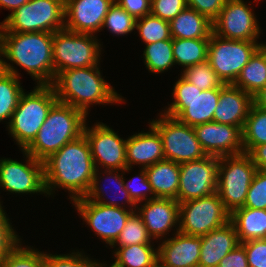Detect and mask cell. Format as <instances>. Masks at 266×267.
Wrapping results in <instances>:
<instances>
[{
    "label": "cell",
    "instance_id": "cell-1",
    "mask_svg": "<svg viewBox=\"0 0 266 267\" xmlns=\"http://www.w3.org/2000/svg\"><path fill=\"white\" fill-rule=\"evenodd\" d=\"M43 163L47 195H52L56 187L68 190L71 193V201L87 195L95 166L90 145L84 134L64 145Z\"/></svg>",
    "mask_w": 266,
    "mask_h": 267
},
{
    "label": "cell",
    "instance_id": "cell-2",
    "mask_svg": "<svg viewBox=\"0 0 266 267\" xmlns=\"http://www.w3.org/2000/svg\"><path fill=\"white\" fill-rule=\"evenodd\" d=\"M52 44L53 33L49 32H0V58L22 67L37 80V85H51Z\"/></svg>",
    "mask_w": 266,
    "mask_h": 267
},
{
    "label": "cell",
    "instance_id": "cell-3",
    "mask_svg": "<svg viewBox=\"0 0 266 267\" xmlns=\"http://www.w3.org/2000/svg\"><path fill=\"white\" fill-rule=\"evenodd\" d=\"M99 65L59 72L51 84L59 102L68 104L86 116L93 104H116L125 101L101 75Z\"/></svg>",
    "mask_w": 266,
    "mask_h": 267
},
{
    "label": "cell",
    "instance_id": "cell-4",
    "mask_svg": "<svg viewBox=\"0 0 266 267\" xmlns=\"http://www.w3.org/2000/svg\"><path fill=\"white\" fill-rule=\"evenodd\" d=\"M86 118L82 111L57 101L34 140L23 151L44 162L64 145L83 135Z\"/></svg>",
    "mask_w": 266,
    "mask_h": 267
},
{
    "label": "cell",
    "instance_id": "cell-5",
    "mask_svg": "<svg viewBox=\"0 0 266 267\" xmlns=\"http://www.w3.org/2000/svg\"><path fill=\"white\" fill-rule=\"evenodd\" d=\"M28 94L23 92L13 112L8 130L21 151L36 137L52 106L58 101L52 85H37Z\"/></svg>",
    "mask_w": 266,
    "mask_h": 267
},
{
    "label": "cell",
    "instance_id": "cell-6",
    "mask_svg": "<svg viewBox=\"0 0 266 267\" xmlns=\"http://www.w3.org/2000/svg\"><path fill=\"white\" fill-rule=\"evenodd\" d=\"M173 87L174 102L165 108L164 114L177 118L191 127L213 122V115L222 88L202 91L182 76Z\"/></svg>",
    "mask_w": 266,
    "mask_h": 267
},
{
    "label": "cell",
    "instance_id": "cell-7",
    "mask_svg": "<svg viewBox=\"0 0 266 267\" xmlns=\"http://www.w3.org/2000/svg\"><path fill=\"white\" fill-rule=\"evenodd\" d=\"M64 25L65 0H29L0 23V32L54 33Z\"/></svg>",
    "mask_w": 266,
    "mask_h": 267
},
{
    "label": "cell",
    "instance_id": "cell-8",
    "mask_svg": "<svg viewBox=\"0 0 266 267\" xmlns=\"http://www.w3.org/2000/svg\"><path fill=\"white\" fill-rule=\"evenodd\" d=\"M93 34L76 33L65 28L53 33L52 57L55 76L64 70L99 65L101 44Z\"/></svg>",
    "mask_w": 266,
    "mask_h": 267
},
{
    "label": "cell",
    "instance_id": "cell-9",
    "mask_svg": "<svg viewBox=\"0 0 266 267\" xmlns=\"http://www.w3.org/2000/svg\"><path fill=\"white\" fill-rule=\"evenodd\" d=\"M256 171L247 153L219 157L216 192L230 213L244 206Z\"/></svg>",
    "mask_w": 266,
    "mask_h": 267
},
{
    "label": "cell",
    "instance_id": "cell-10",
    "mask_svg": "<svg viewBox=\"0 0 266 267\" xmlns=\"http://www.w3.org/2000/svg\"><path fill=\"white\" fill-rule=\"evenodd\" d=\"M231 213L225 208L217 192L179 203V226L184 234L203 236L230 221Z\"/></svg>",
    "mask_w": 266,
    "mask_h": 267
},
{
    "label": "cell",
    "instance_id": "cell-11",
    "mask_svg": "<svg viewBox=\"0 0 266 267\" xmlns=\"http://www.w3.org/2000/svg\"><path fill=\"white\" fill-rule=\"evenodd\" d=\"M158 131L166 160L175 163L195 161L207 154L202 149L193 127L180 122L177 118L160 114V118L150 121Z\"/></svg>",
    "mask_w": 266,
    "mask_h": 267
},
{
    "label": "cell",
    "instance_id": "cell-12",
    "mask_svg": "<svg viewBox=\"0 0 266 267\" xmlns=\"http://www.w3.org/2000/svg\"><path fill=\"white\" fill-rule=\"evenodd\" d=\"M260 45L256 41L224 39L212 32L207 62L224 84H234L242 68Z\"/></svg>",
    "mask_w": 266,
    "mask_h": 267
},
{
    "label": "cell",
    "instance_id": "cell-13",
    "mask_svg": "<svg viewBox=\"0 0 266 267\" xmlns=\"http://www.w3.org/2000/svg\"><path fill=\"white\" fill-rule=\"evenodd\" d=\"M74 207L88 226L110 247L118 239L126 221L137 210L108 206L87 200L85 197L74 200Z\"/></svg>",
    "mask_w": 266,
    "mask_h": 267
},
{
    "label": "cell",
    "instance_id": "cell-14",
    "mask_svg": "<svg viewBox=\"0 0 266 267\" xmlns=\"http://www.w3.org/2000/svg\"><path fill=\"white\" fill-rule=\"evenodd\" d=\"M219 157L207 155L202 159L180 163L177 201L202 198L217 190Z\"/></svg>",
    "mask_w": 266,
    "mask_h": 267
},
{
    "label": "cell",
    "instance_id": "cell-15",
    "mask_svg": "<svg viewBox=\"0 0 266 267\" xmlns=\"http://www.w3.org/2000/svg\"><path fill=\"white\" fill-rule=\"evenodd\" d=\"M252 10L243 0H226L212 22L213 33L224 39L257 41L261 28Z\"/></svg>",
    "mask_w": 266,
    "mask_h": 267
},
{
    "label": "cell",
    "instance_id": "cell-16",
    "mask_svg": "<svg viewBox=\"0 0 266 267\" xmlns=\"http://www.w3.org/2000/svg\"><path fill=\"white\" fill-rule=\"evenodd\" d=\"M83 134L90 145L95 169L122 170L127 168L126 140L102 122L91 128L85 124Z\"/></svg>",
    "mask_w": 266,
    "mask_h": 267
},
{
    "label": "cell",
    "instance_id": "cell-17",
    "mask_svg": "<svg viewBox=\"0 0 266 267\" xmlns=\"http://www.w3.org/2000/svg\"><path fill=\"white\" fill-rule=\"evenodd\" d=\"M26 163L13 159H0V189L11 193L45 194L44 163L23 151Z\"/></svg>",
    "mask_w": 266,
    "mask_h": 267
},
{
    "label": "cell",
    "instance_id": "cell-18",
    "mask_svg": "<svg viewBox=\"0 0 266 267\" xmlns=\"http://www.w3.org/2000/svg\"><path fill=\"white\" fill-rule=\"evenodd\" d=\"M193 128L207 155L223 157L244 153L242 130L237 126L208 122Z\"/></svg>",
    "mask_w": 266,
    "mask_h": 267
},
{
    "label": "cell",
    "instance_id": "cell-19",
    "mask_svg": "<svg viewBox=\"0 0 266 267\" xmlns=\"http://www.w3.org/2000/svg\"><path fill=\"white\" fill-rule=\"evenodd\" d=\"M115 0H65L64 28L71 32H100L104 18Z\"/></svg>",
    "mask_w": 266,
    "mask_h": 267
},
{
    "label": "cell",
    "instance_id": "cell-20",
    "mask_svg": "<svg viewBox=\"0 0 266 267\" xmlns=\"http://www.w3.org/2000/svg\"><path fill=\"white\" fill-rule=\"evenodd\" d=\"M202 237L181 233L158 246V267H198Z\"/></svg>",
    "mask_w": 266,
    "mask_h": 267
},
{
    "label": "cell",
    "instance_id": "cell-21",
    "mask_svg": "<svg viewBox=\"0 0 266 267\" xmlns=\"http://www.w3.org/2000/svg\"><path fill=\"white\" fill-rule=\"evenodd\" d=\"M141 205L136 210L152 239H162L179 224V202L175 199L154 198Z\"/></svg>",
    "mask_w": 266,
    "mask_h": 267
},
{
    "label": "cell",
    "instance_id": "cell-22",
    "mask_svg": "<svg viewBox=\"0 0 266 267\" xmlns=\"http://www.w3.org/2000/svg\"><path fill=\"white\" fill-rule=\"evenodd\" d=\"M253 96L233 84H226L219 95V102L213 115V122L233 125L243 130Z\"/></svg>",
    "mask_w": 266,
    "mask_h": 267
},
{
    "label": "cell",
    "instance_id": "cell-23",
    "mask_svg": "<svg viewBox=\"0 0 266 267\" xmlns=\"http://www.w3.org/2000/svg\"><path fill=\"white\" fill-rule=\"evenodd\" d=\"M148 132L136 133L126 141L127 168L124 173L139 164L141 168L152 166L165 159L163 144L158 131L149 123Z\"/></svg>",
    "mask_w": 266,
    "mask_h": 267
},
{
    "label": "cell",
    "instance_id": "cell-24",
    "mask_svg": "<svg viewBox=\"0 0 266 267\" xmlns=\"http://www.w3.org/2000/svg\"><path fill=\"white\" fill-rule=\"evenodd\" d=\"M201 237L198 267H218L220 260L240 244L231 221Z\"/></svg>",
    "mask_w": 266,
    "mask_h": 267
},
{
    "label": "cell",
    "instance_id": "cell-25",
    "mask_svg": "<svg viewBox=\"0 0 266 267\" xmlns=\"http://www.w3.org/2000/svg\"><path fill=\"white\" fill-rule=\"evenodd\" d=\"M145 170L155 198H170L177 201L180 179L179 163L164 159L146 167Z\"/></svg>",
    "mask_w": 266,
    "mask_h": 267
},
{
    "label": "cell",
    "instance_id": "cell-26",
    "mask_svg": "<svg viewBox=\"0 0 266 267\" xmlns=\"http://www.w3.org/2000/svg\"><path fill=\"white\" fill-rule=\"evenodd\" d=\"M23 92L16 68L0 58V122H10Z\"/></svg>",
    "mask_w": 266,
    "mask_h": 267
},
{
    "label": "cell",
    "instance_id": "cell-27",
    "mask_svg": "<svg viewBox=\"0 0 266 267\" xmlns=\"http://www.w3.org/2000/svg\"><path fill=\"white\" fill-rule=\"evenodd\" d=\"M240 243L266 239V209L240 207L230 216Z\"/></svg>",
    "mask_w": 266,
    "mask_h": 267
},
{
    "label": "cell",
    "instance_id": "cell-28",
    "mask_svg": "<svg viewBox=\"0 0 266 267\" xmlns=\"http://www.w3.org/2000/svg\"><path fill=\"white\" fill-rule=\"evenodd\" d=\"M172 38L197 39L210 38L212 22L203 14L186 7L170 21Z\"/></svg>",
    "mask_w": 266,
    "mask_h": 267
},
{
    "label": "cell",
    "instance_id": "cell-29",
    "mask_svg": "<svg viewBox=\"0 0 266 267\" xmlns=\"http://www.w3.org/2000/svg\"><path fill=\"white\" fill-rule=\"evenodd\" d=\"M233 85L252 96L266 86V43L250 57Z\"/></svg>",
    "mask_w": 266,
    "mask_h": 267
},
{
    "label": "cell",
    "instance_id": "cell-30",
    "mask_svg": "<svg viewBox=\"0 0 266 267\" xmlns=\"http://www.w3.org/2000/svg\"><path fill=\"white\" fill-rule=\"evenodd\" d=\"M115 262L106 267H158V248L151 244L119 246L114 252Z\"/></svg>",
    "mask_w": 266,
    "mask_h": 267
},
{
    "label": "cell",
    "instance_id": "cell-31",
    "mask_svg": "<svg viewBox=\"0 0 266 267\" xmlns=\"http://www.w3.org/2000/svg\"><path fill=\"white\" fill-rule=\"evenodd\" d=\"M104 171H105L104 174L106 175V179L108 177L109 182L112 180V183L117 185V186H115V185L113 186V188L116 187L115 192L116 193L119 192L120 195H123V197H121V198H123V200H125V203L129 204V207H131L130 208L131 210H136L138 205L136 206V204L131 200L128 191L124 187V180L123 179L125 177H123L122 172H121V174L118 173L122 170H109V169L107 170V169H105ZM98 172H99V169H95L91 187H90L87 195L85 196V198L89 201H93V202H96L99 204H104V205H108V206L123 207L126 209V205H122L121 203H119L121 201H118V202L115 201V199L117 198V197L115 198V196H114V198H115L114 200H112V199L110 201H108L106 199L104 200V197H106V195H104V193L106 191L103 192L105 190L104 187L99 186L100 185L99 182H101V180L99 178L100 176H98L99 175ZM120 175H122V176H120ZM106 190H108V189H106ZM117 190H118V192H117Z\"/></svg>",
    "mask_w": 266,
    "mask_h": 267
},
{
    "label": "cell",
    "instance_id": "cell-32",
    "mask_svg": "<svg viewBox=\"0 0 266 267\" xmlns=\"http://www.w3.org/2000/svg\"><path fill=\"white\" fill-rule=\"evenodd\" d=\"M210 38H172L175 64L187 68L207 61Z\"/></svg>",
    "mask_w": 266,
    "mask_h": 267
},
{
    "label": "cell",
    "instance_id": "cell-33",
    "mask_svg": "<svg viewBox=\"0 0 266 267\" xmlns=\"http://www.w3.org/2000/svg\"><path fill=\"white\" fill-rule=\"evenodd\" d=\"M244 153H249L255 146L266 144V109L254 103L250 108L242 130Z\"/></svg>",
    "mask_w": 266,
    "mask_h": 267
},
{
    "label": "cell",
    "instance_id": "cell-34",
    "mask_svg": "<svg viewBox=\"0 0 266 267\" xmlns=\"http://www.w3.org/2000/svg\"><path fill=\"white\" fill-rule=\"evenodd\" d=\"M144 64L151 73H163L175 65L172 48V38L146 44L144 52Z\"/></svg>",
    "mask_w": 266,
    "mask_h": 267
},
{
    "label": "cell",
    "instance_id": "cell-35",
    "mask_svg": "<svg viewBox=\"0 0 266 267\" xmlns=\"http://www.w3.org/2000/svg\"><path fill=\"white\" fill-rule=\"evenodd\" d=\"M140 39L146 44L158 42L160 40L171 39L170 22L153 15H146L136 19V27Z\"/></svg>",
    "mask_w": 266,
    "mask_h": 267
},
{
    "label": "cell",
    "instance_id": "cell-36",
    "mask_svg": "<svg viewBox=\"0 0 266 267\" xmlns=\"http://www.w3.org/2000/svg\"><path fill=\"white\" fill-rule=\"evenodd\" d=\"M181 76L202 91L223 88L226 85L207 61L183 69Z\"/></svg>",
    "mask_w": 266,
    "mask_h": 267
},
{
    "label": "cell",
    "instance_id": "cell-37",
    "mask_svg": "<svg viewBox=\"0 0 266 267\" xmlns=\"http://www.w3.org/2000/svg\"><path fill=\"white\" fill-rule=\"evenodd\" d=\"M0 267H45V252L22 247L19 242L0 262Z\"/></svg>",
    "mask_w": 266,
    "mask_h": 267
},
{
    "label": "cell",
    "instance_id": "cell-38",
    "mask_svg": "<svg viewBox=\"0 0 266 267\" xmlns=\"http://www.w3.org/2000/svg\"><path fill=\"white\" fill-rule=\"evenodd\" d=\"M151 239L152 237L148 234L141 216L137 211H134L126 221L125 227L122 229L116 242L112 245V248L116 245L151 244Z\"/></svg>",
    "mask_w": 266,
    "mask_h": 267
},
{
    "label": "cell",
    "instance_id": "cell-39",
    "mask_svg": "<svg viewBox=\"0 0 266 267\" xmlns=\"http://www.w3.org/2000/svg\"><path fill=\"white\" fill-rule=\"evenodd\" d=\"M105 27L118 36L127 35L135 30L136 19L114 1L104 18L101 31Z\"/></svg>",
    "mask_w": 266,
    "mask_h": 267
},
{
    "label": "cell",
    "instance_id": "cell-40",
    "mask_svg": "<svg viewBox=\"0 0 266 267\" xmlns=\"http://www.w3.org/2000/svg\"><path fill=\"white\" fill-rule=\"evenodd\" d=\"M84 252L52 255L45 253V267H100L103 263L91 260Z\"/></svg>",
    "mask_w": 266,
    "mask_h": 267
},
{
    "label": "cell",
    "instance_id": "cell-41",
    "mask_svg": "<svg viewBox=\"0 0 266 267\" xmlns=\"http://www.w3.org/2000/svg\"><path fill=\"white\" fill-rule=\"evenodd\" d=\"M243 207L266 209V172L257 170Z\"/></svg>",
    "mask_w": 266,
    "mask_h": 267
},
{
    "label": "cell",
    "instance_id": "cell-42",
    "mask_svg": "<svg viewBox=\"0 0 266 267\" xmlns=\"http://www.w3.org/2000/svg\"><path fill=\"white\" fill-rule=\"evenodd\" d=\"M138 175L139 176L134 177V179L132 178L131 180H129L128 183H126L125 179H123L124 180V187L128 191L131 200L136 205L138 203L143 202V201L146 202V201H148L150 199H154L155 198V195H154V192L152 190L151 184L147 179V174H146L145 168H141L140 169V173ZM136 179H138L139 181L136 180ZM134 182H135V184H134ZM147 193H148V195H150L149 197L147 196Z\"/></svg>",
    "mask_w": 266,
    "mask_h": 267
},
{
    "label": "cell",
    "instance_id": "cell-43",
    "mask_svg": "<svg viewBox=\"0 0 266 267\" xmlns=\"http://www.w3.org/2000/svg\"><path fill=\"white\" fill-rule=\"evenodd\" d=\"M186 7V0H151L150 14L170 22Z\"/></svg>",
    "mask_w": 266,
    "mask_h": 267
},
{
    "label": "cell",
    "instance_id": "cell-44",
    "mask_svg": "<svg viewBox=\"0 0 266 267\" xmlns=\"http://www.w3.org/2000/svg\"><path fill=\"white\" fill-rule=\"evenodd\" d=\"M6 215H0V262L21 241Z\"/></svg>",
    "mask_w": 266,
    "mask_h": 267
},
{
    "label": "cell",
    "instance_id": "cell-45",
    "mask_svg": "<svg viewBox=\"0 0 266 267\" xmlns=\"http://www.w3.org/2000/svg\"><path fill=\"white\" fill-rule=\"evenodd\" d=\"M241 244L245 247L249 267H266V239L249 240Z\"/></svg>",
    "mask_w": 266,
    "mask_h": 267
},
{
    "label": "cell",
    "instance_id": "cell-46",
    "mask_svg": "<svg viewBox=\"0 0 266 267\" xmlns=\"http://www.w3.org/2000/svg\"><path fill=\"white\" fill-rule=\"evenodd\" d=\"M187 7L205 15L213 22L220 14L226 0H186Z\"/></svg>",
    "mask_w": 266,
    "mask_h": 267
},
{
    "label": "cell",
    "instance_id": "cell-47",
    "mask_svg": "<svg viewBox=\"0 0 266 267\" xmlns=\"http://www.w3.org/2000/svg\"><path fill=\"white\" fill-rule=\"evenodd\" d=\"M135 19L150 15L151 0H115Z\"/></svg>",
    "mask_w": 266,
    "mask_h": 267
},
{
    "label": "cell",
    "instance_id": "cell-48",
    "mask_svg": "<svg viewBox=\"0 0 266 267\" xmlns=\"http://www.w3.org/2000/svg\"><path fill=\"white\" fill-rule=\"evenodd\" d=\"M218 267H249L245 247L240 243L220 260Z\"/></svg>",
    "mask_w": 266,
    "mask_h": 267
},
{
    "label": "cell",
    "instance_id": "cell-49",
    "mask_svg": "<svg viewBox=\"0 0 266 267\" xmlns=\"http://www.w3.org/2000/svg\"><path fill=\"white\" fill-rule=\"evenodd\" d=\"M248 155L251 157L257 170L266 172V144L255 146Z\"/></svg>",
    "mask_w": 266,
    "mask_h": 267
},
{
    "label": "cell",
    "instance_id": "cell-50",
    "mask_svg": "<svg viewBox=\"0 0 266 267\" xmlns=\"http://www.w3.org/2000/svg\"><path fill=\"white\" fill-rule=\"evenodd\" d=\"M29 0H0V8L9 9L14 12L22 5L26 4Z\"/></svg>",
    "mask_w": 266,
    "mask_h": 267
},
{
    "label": "cell",
    "instance_id": "cell-51",
    "mask_svg": "<svg viewBox=\"0 0 266 267\" xmlns=\"http://www.w3.org/2000/svg\"><path fill=\"white\" fill-rule=\"evenodd\" d=\"M253 102L257 107L266 109V86L253 96Z\"/></svg>",
    "mask_w": 266,
    "mask_h": 267
},
{
    "label": "cell",
    "instance_id": "cell-52",
    "mask_svg": "<svg viewBox=\"0 0 266 267\" xmlns=\"http://www.w3.org/2000/svg\"><path fill=\"white\" fill-rule=\"evenodd\" d=\"M4 212L1 201H0V215Z\"/></svg>",
    "mask_w": 266,
    "mask_h": 267
}]
</instances>
